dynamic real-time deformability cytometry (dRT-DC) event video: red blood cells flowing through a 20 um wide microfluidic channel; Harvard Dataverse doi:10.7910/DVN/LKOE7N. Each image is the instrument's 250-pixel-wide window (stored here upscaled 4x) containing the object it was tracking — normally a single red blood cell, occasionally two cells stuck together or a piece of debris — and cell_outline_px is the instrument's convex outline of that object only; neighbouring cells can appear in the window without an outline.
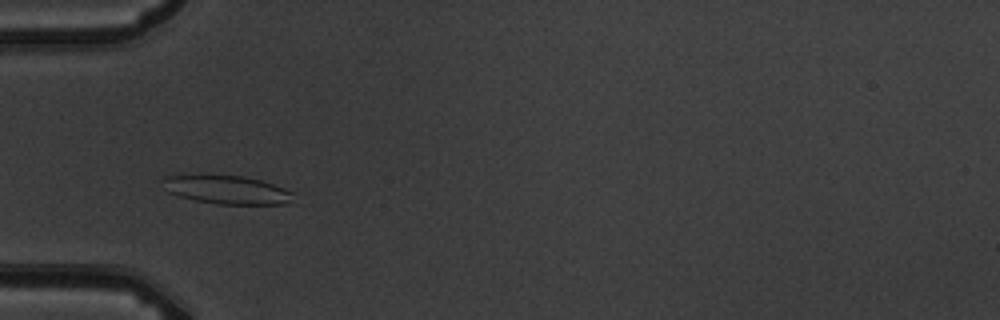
{"species": "common noctule bat (a hibernating species)", "species_latin": "Nyctalus noctula", "temperature_condition": "warm", "stored_images_in_passage": 8, "camera_frame_rate_fps": 3000, "um_per_image_px": 0.085, "animal": {"sex": "male", "body_mass_g": 19.5, "forearm_length_mm": 54.6}, "frame": {"image": 1, "passage_image": 2, "time_ms": 1.0, "image_size_px": [1000, 320], "cell_outline_px": [[292, 192], [288, 204], [216, 204], [196, 200], [180, 196], [168, 192], [160, 180], [164, 176], [244, 176], [260, 180], [284, 188]], "centroid_in_image_um": [19.26, 16.14], "position_along_channel_um": 65.7, "area_um2": 21.15}}
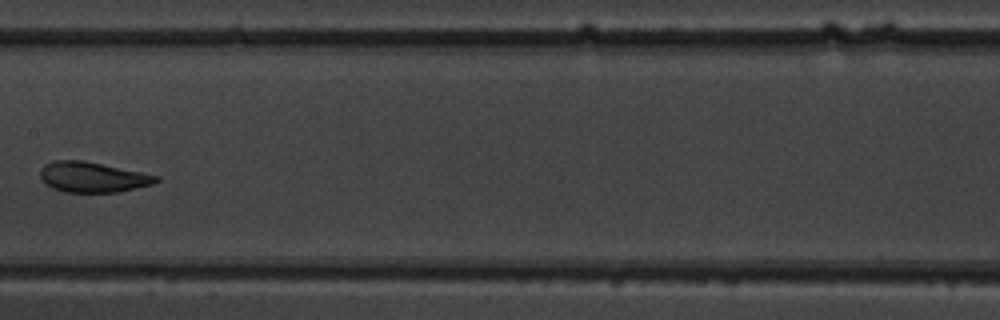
{"frame": {"image": 2, "passage_image": 5, "time_ms": 4.667, "image_size_px": [1000, 320], "cell_outline_px": [[160, 180], [152, 184], [120, 192], [64, 192], [52, 188], [40, 176], [40, 168], [44, 164], [52, 160], [84, 160], [160, 176]], "centroid_in_image_um": [7.87, 15.05], "position_along_channel_um": 199.5, "area_um2": 20.52}}
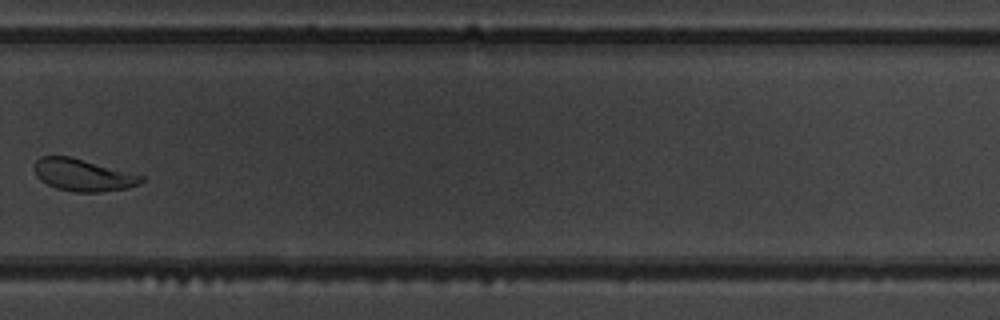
{"frame": {"image": 3, "passage_image": 8, "time_ms": 8.0, "image_size_px": [1000, 320], "cell_outline_px": [[144, 180], [140, 184], [128, 188], [100, 192], [72, 192], [56, 188], [40, 180], [36, 176], [32, 168], [32, 164], [40, 156], [72, 156], [144, 176]], "centroid_in_image_um": [7.02, 14.87], "position_along_channel_um": 322.8, "area_um2": 20.35}}